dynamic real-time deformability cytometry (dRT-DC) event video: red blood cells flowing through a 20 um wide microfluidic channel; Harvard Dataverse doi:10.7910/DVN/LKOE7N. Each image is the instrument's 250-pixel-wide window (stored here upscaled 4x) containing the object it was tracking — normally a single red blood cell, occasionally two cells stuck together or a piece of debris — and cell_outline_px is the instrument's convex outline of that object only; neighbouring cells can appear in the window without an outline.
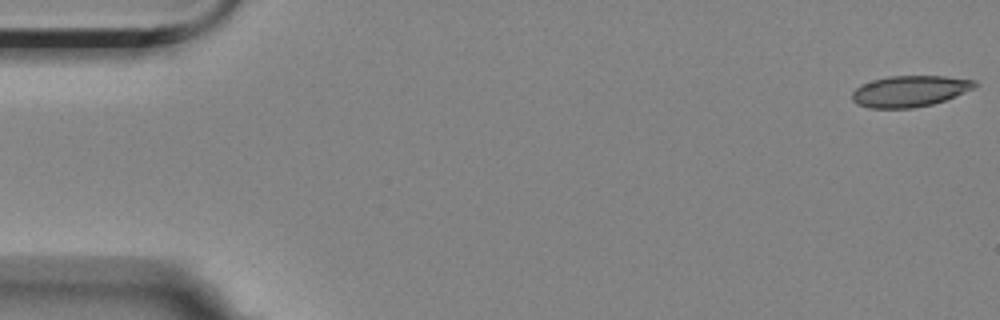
{"species": "Egyptian fruit bat (a non-hibernating species)", "species_latin": "Rousettus aegyptiacus", "temperature_condition": "room temperature", "stored_images_in_passage": 5, "camera_frame_rate_fps": 3000, "um_per_image_px": 0.085, "animal": {"sex": "female"}, "frame": {"image": 1, "passage_image": 1, "time_ms": 0.0, "image_size_px": [1000, 320], "cell_outline_px": [[980, 84], [972, 88], [944, 100], [932, 104], [912, 108], [868, 108], [856, 104], [852, 100], [852, 92], [860, 84], [872, 80], [888, 76], [944, 76], [976, 80]], "centroid_in_image_um": [77.28, 7.74], "position_along_channel_um": 7.7, "area_um2": 22.25}}
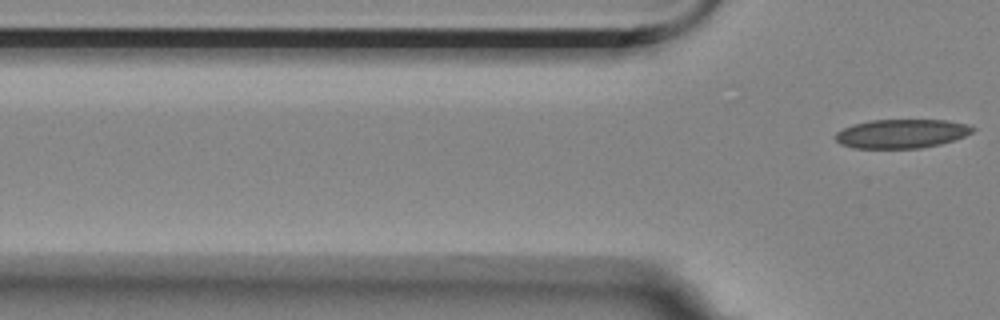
{"frame": {"image": 2, "passage_image": 5, "time_ms": 4.667, "image_size_px": [1000, 320], "cell_outline_px": [[976, 128], [972, 132], [964, 136], [940, 144], [920, 148], [852, 148], [840, 144], [836, 140], [836, 132], [852, 124], [872, 120], [948, 120], [968, 124]], "centroid_in_image_um": [76.63, 11.36], "position_along_channel_um": 49.2, "area_um2": 23.12}}